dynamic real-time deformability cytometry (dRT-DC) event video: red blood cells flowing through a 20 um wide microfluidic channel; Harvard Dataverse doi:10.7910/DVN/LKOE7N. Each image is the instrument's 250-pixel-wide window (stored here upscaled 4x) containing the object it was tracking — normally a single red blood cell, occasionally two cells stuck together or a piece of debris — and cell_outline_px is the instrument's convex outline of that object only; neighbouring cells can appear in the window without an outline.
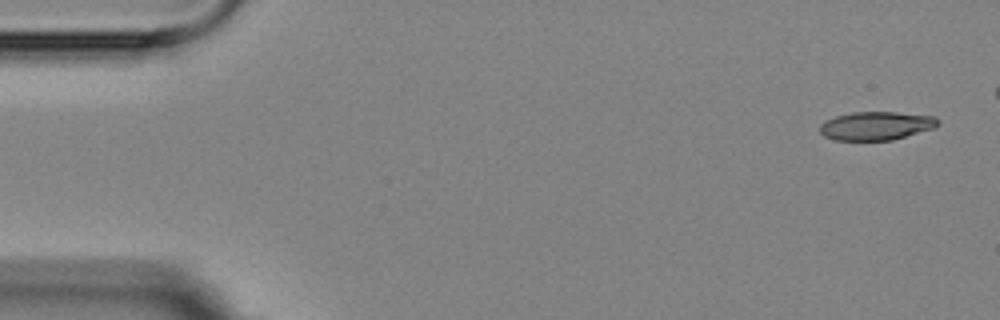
{"species": "Egyptian fruit bat (a non-hibernating species)", "species_latin": "Rousettus aegyptiacus", "temperature_condition": "room temperature", "stored_images_in_passage": 4, "segment_of_instrument_passage": [2, 2], "camera_frame_rate_fps": 3000, "um_per_image_px": 0.085, "animal": {"sex": "female"}, "frame": {"image": 1, "passage_image": 4, "time_ms": 4.667, "image_size_px": [1000, 320], "cell_outline_px": [[940, 124], [936, 128], [892, 140], [832, 140], [824, 136], [820, 132], [820, 124], [824, 120], [836, 116], [852, 112], [896, 112], [936, 116], [940, 120]], "centroid_in_image_um": [74.51, 10.69], "position_along_channel_um": 10.5, "area_um2": 19.88}}